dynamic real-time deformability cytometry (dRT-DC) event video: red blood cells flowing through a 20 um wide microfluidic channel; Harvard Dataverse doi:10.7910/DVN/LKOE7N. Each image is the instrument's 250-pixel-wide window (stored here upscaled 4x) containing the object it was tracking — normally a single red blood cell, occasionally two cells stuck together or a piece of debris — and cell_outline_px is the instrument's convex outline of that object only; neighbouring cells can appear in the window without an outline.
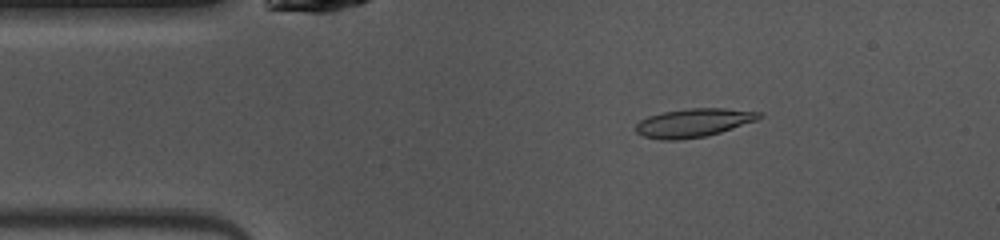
{"species": "common noctule bat (a hibernating species)", "species_latin": "Nyctalus noctula", "temperature_condition": "warm", "stored_images_in_passage": 47, "camera_frame_rate_fps": 3000, "um_per_image_px": 0.085, "animal": {"sex": "female", "body_mass_g": 10.0, "forearm_length_mm": 53.1}, "frame": {"image": 1, "passage_image": 7, "time_ms": 2.0, "image_size_px": [1000, 240], "cell_outline_px": [[764, 116], [756, 120], [708, 136], [680, 140], [660, 140], [644, 136], [636, 132], [632, 128], [640, 120], [648, 116], [664, 112], [688, 108], [724, 108], [764, 112]], "centroid_in_image_um": [58.94, 10.44], "position_along_channel_um": 26.1, "area_um2": 20.69}}
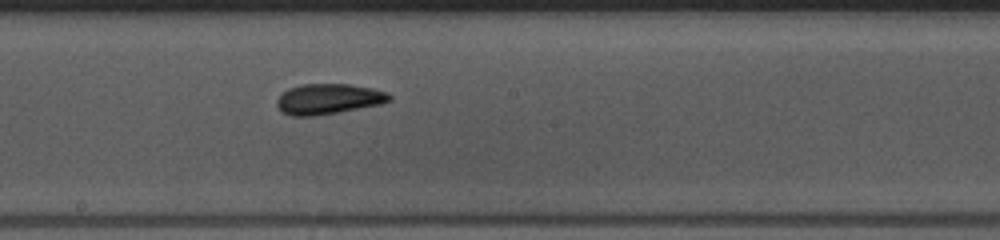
{"frame": {"image": 2, "passage_image": 24, "time_ms": 7.667, "image_size_px": [1000, 240], "cell_outline_px": [[392, 100], [380, 104], [336, 112], [312, 116], [292, 116], [284, 112], [276, 104], [276, 100], [280, 92], [288, 88], [300, 84], [348, 84], [372, 88], [388, 92], [392, 96]], "centroid_in_image_um": [27.9, 8.39], "position_along_channel_um": 220.3, "area_um2": 19.94}}
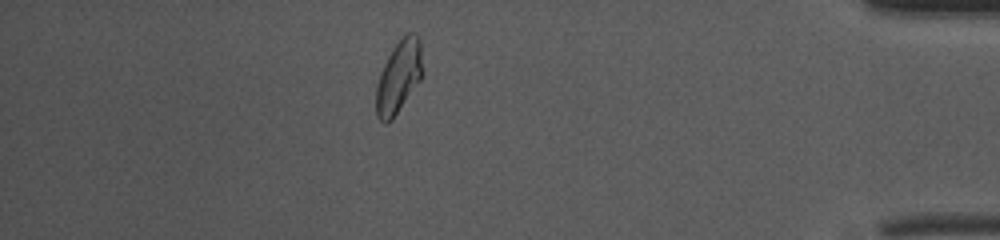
{"frame": {"image": 3, "passage_image": 41, "time_ms": 13.333, "image_size_px": [1000, 240], "cell_outline_px": [[424, 72], [420, 80], [392, 120], [384, 124], [376, 116], [376, 88], [380, 72], [392, 48], [404, 32], [416, 32], [420, 36]], "centroid_in_image_um": [33.92, 6.46], "position_along_channel_um": 401.3, "area_um2": 20.11}, "authors_computed_cell_mechanics": {"area_um2": 19.652, "velocity_mm_per_s": 4.0544, "shape_relaxation_time_tau1_ms": 5.2301, "shape_relaxation_time_tau2_ms": 2.6985, "deformation_change_tau1": 0.1624, "deformation_change_tau2": 0.0898}}